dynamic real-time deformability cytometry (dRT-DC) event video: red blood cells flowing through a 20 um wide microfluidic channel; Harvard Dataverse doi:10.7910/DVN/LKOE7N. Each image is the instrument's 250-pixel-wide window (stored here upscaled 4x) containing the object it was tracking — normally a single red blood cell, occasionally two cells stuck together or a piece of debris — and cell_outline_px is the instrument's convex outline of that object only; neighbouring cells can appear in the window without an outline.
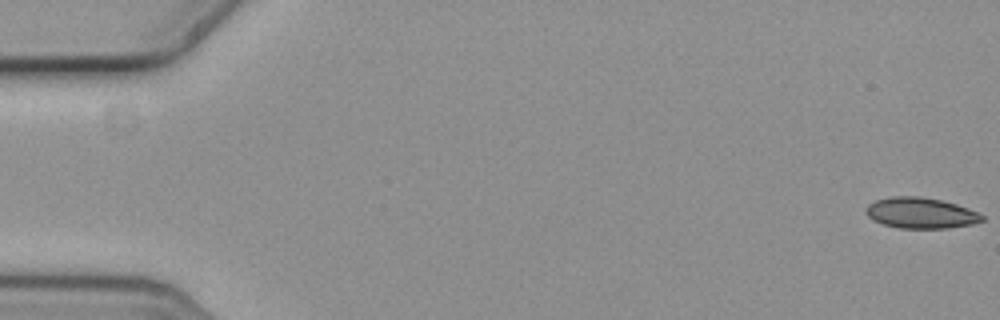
{"species": "common noctule bat (a hibernating species)", "species_latin": "Nyctalus noctula", "temperature_condition": "cold", "stored_images_in_passage": 58, "camera_frame_rate_fps": 3000, "um_per_image_px": 0.085, "animal": {"sex": "female", "body_mass_g": 19.3, "forearm_length_mm": 54.1}, "frame": {"image": 1, "passage_image": 1, "time_ms": 0.0, "image_size_px": [1000, 320], "cell_outline_px": [[984, 220], [972, 224], [948, 228], [900, 228], [884, 224], [872, 220], [864, 212], [864, 208], [868, 204], [876, 200], [892, 196], [920, 196], [940, 200], [956, 204], [968, 208], [984, 216]], "centroid_in_image_um": [78.23, 18.1], "position_along_channel_um": 6.8, "area_um2": 20.87}}
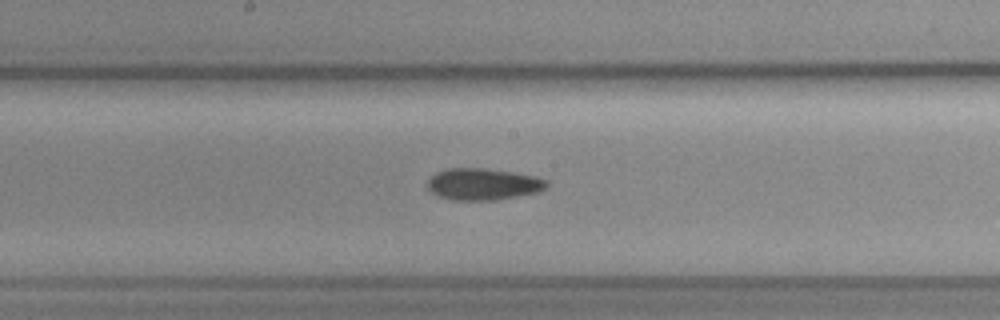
{"frame": {"image": 2, "passage_image": 31, "time_ms": 10.0, "image_size_px": [1000, 320], "cell_outline_px": [[548, 184], [540, 192], [496, 200], [452, 200], [440, 196], [432, 192], [428, 188], [428, 180], [436, 172], [448, 168], [484, 168], [512, 172], [536, 176], [548, 180]], "centroid_in_image_um": [41.09, 15.65], "position_along_channel_um": 207.1, "area_um2": 22.02}}
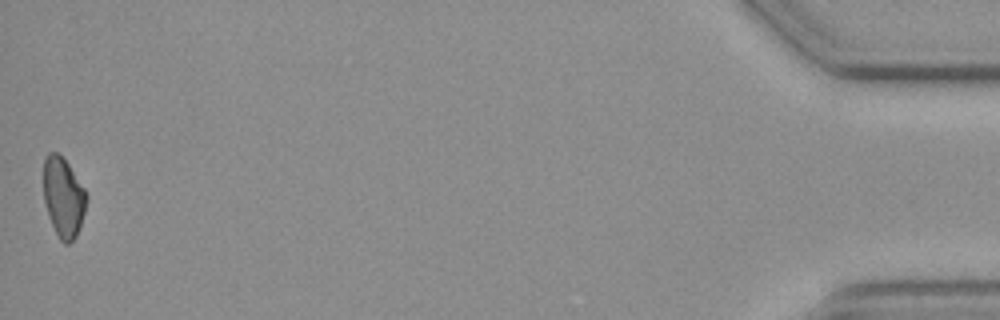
{"frame": {"image": 3, "passage_image": 58, "time_ms": 19.0, "image_size_px": [1000, 320], "cell_outline_px": [[88, 196], [80, 228], [76, 236], [68, 244], [64, 244], [60, 240], [48, 216], [44, 200], [44, 156], [48, 152], [56, 152], [68, 164], [84, 188]], "centroid_in_image_um": [5.38, 16.77], "position_along_channel_um": 429.8, "area_um2": 19.83}, "authors_computed_cell_mechanics": {"area_um2": 21.3282, "velocity_mm_per_s": 3.6143, "shape_relaxation_time_tau1_ms": null, "shape_relaxation_time_tau2_ms": 4.2619, "deformation_change_tau1": null, "deformation_change_tau2": 0.0941}}